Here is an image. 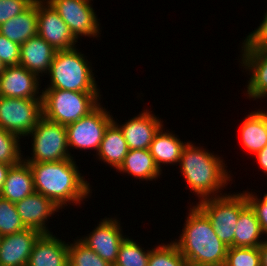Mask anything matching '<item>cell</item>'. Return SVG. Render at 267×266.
<instances>
[{
    "mask_svg": "<svg viewBox=\"0 0 267 266\" xmlns=\"http://www.w3.org/2000/svg\"><path fill=\"white\" fill-rule=\"evenodd\" d=\"M28 164L33 173L35 192L52 200L59 208L71 203L80 206L83 199L91 197L90 183L81 175L73 158Z\"/></svg>",
    "mask_w": 267,
    "mask_h": 266,
    "instance_id": "obj_1",
    "label": "cell"
},
{
    "mask_svg": "<svg viewBox=\"0 0 267 266\" xmlns=\"http://www.w3.org/2000/svg\"><path fill=\"white\" fill-rule=\"evenodd\" d=\"M221 158L190 141L183 148L179 169L187 182L186 187L191 188L199 201L222 196L223 188L232 182V176L228 174L231 171L228 172L225 160Z\"/></svg>",
    "mask_w": 267,
    "mask_h": 266,
    "instance_id": "obj_2",
    "label": "cell"
},
{
    "mask_svg": "<svg viewBox=\"0 0 267 266\" xmlns=\"http://www.w3.org/2000/svg\"><path fill=\"white\" fill-rule=\"evenodd\" d=\"M182 234L175 239L187 262L199 265L224 266L228 246L215 233L208 217L195 205L189 208Z\"/></svg>",
    "mask_w": 267,
    "mask_h": 266,
    "instance_id": "obj_3",
    "label": "cell"
},
{
    "mask_svg": "<svg viewBox=\"0 0 267 266\" xmlns=\"http://www.w3.org/2000/svg\"><path fill=\"white\" fill-rule=\"evenodd\" d=\"M76 47L58 50L47 73L50 83L44 89L75 92H100L91 62ZM91 65V66H90Z\"/></svg>",
    "mask_w": 267,
    "mask_h": 266,
    "instance_id": "obj_4",
    "label": "cell"
},
{
    "mask_svg": "<svg viewBox=\"0 0 267 266\" xmlns=\"http://www.w3.org/2000/svg\"><path fill=\"white\" fill-rule=\"evenodd\" d=\"M100 92H75L59 89L42 90V116L67 126L92 111L101 100Z\"/></svg>",
    "mask_w": 267,
    "mask_h": 266,
    "instance_id": "obj_5",
    "label": "cell"
},
{
    "mask_svg": "<svg viewBox=\"0 0 267 266\" xmlns=\"http://www.w3.org/2000/svg\"><path fill=\"white\" fill-rule=\"evenodd\" d=\"M197 202L196 205L209 219L222 242L233 247L235 228L240 212L248 205L245 193H223Z\"/></svg>",
    "mask_w": 267,
    "mask_h": 266,
    "instance_id": "obj_6",
    "label": "cell"
},
{
    "mask_svg": "<svg viewBox=\"0 0 267 266\" xmlns=\"http://www.w3.org/2000/svg\"><path fill=\"white\" fill-rule=\"evenodd\" d=\"M28 136L33 141H31L32 153H30L32 156L23 158L27 163L74 158L68 148L67 131L64 125L49 121L42 116Z\"/></svg>",
    "mask_w": 267,
    "mask_h": 266,
    "instance_id": "obj_7",
    "label": "cell"
},
{
    "mask_svg": "<svg viewBox=\"0 0 267 266\" xmlns=\"http://www.w3.org/2000/svg\"><path fill=\"white\" fill-rule=\"evenodd\" d=\"M42 117V99L0 96V127L18 137H28Z\"/></svg>",
    "mask_w": 267,
    "mask_h": 266,
    "instance_id": "obj_8",
    "label": "cell"
},
{
    "mask_svg": "<svg viewBox=\"0 0 267 266\" xmlns=\"http://www.w3.org/2000/svg\"><path fill=\"white\" fill-rule=\"evenodd\" d=\"M99 103L87 115L80 118L77 122L68 124L67 144L69 150H94L98 151L103 139L104 132L114 117L110 112ZM108 111V112H107Z\"/></svg>",
    "mask_w": 267,
    "mask_h": 266,
    "instance_id": "obj_9",
    "label": "cell"
},
{
    "mask_svg": "<svg viewBox=\"0 0 267 266\" xmlns=\"http://www.w3.org/2000/svg\"><path fill=\"white\" fill-rule=\"evenodd\" d=\"M68 25L70 32L78 40L80 36L97 38L100 24L91 0H46Z\"/></svg>",
    "mask_w": 267,
    "mask_h": 266,
    "instance_id": "obj_10",
    "label": "cell"
},
{
    "mask_svg": "<svg viewBox=\"0 0 267 266\" xmlns=\"http://www.w3.org/2000/svg\"><path fill=\"white\" fill-rule=\"evenodd\" d=\"M118 218H103L94 230L79 240L97 253L103 260L114 265L120 244L125 239Z\"/></svg>",
    "mask_w": 267,
    "mask_h": 266,
    "instance_id": "obj_11",
    "label": "cell"
},
{
    "mask_svg": "<svg viewBox=\"0 0 267 266\" xmlns=\"http://www.w3.org/2000/svg\"><path fill=\"white\" fill-rule=\"evenodd\" d=\"M37 13L38 35L56 51L77 47L78 40L46 0H37Z\"/></svg>",
    "mask_w": 267,
    "mask_h": 266,
    "instance_id": "obj_12",
    "label": "cell"
},
{
    "mask_svg": "<svg viewBox=\"0 0 267 266\" xmlns=\"http://www.w3.org/2000/svg\"><path fill=\"white\" fill-rule=\"evenodd\" d=\"M39 81L40 78L36 74L23 66H6L0 74V96L42 99Z\"/></svg>",
    "mask_w": 267,
    "mask_h": 266,
    "instance_id": "obj_13",
    "label": "cell"
},
{
    "mask_svg": "<svg viewBox=\"0 0 267 266\" xmlns=\"http://www.w3.org/2000/svg\"><path fill=\"white\" fill-rule=\"evenodd\" d=\"M149 109L129 119L125 124L113 121L121 129L129 150L149 149L156 133L160 130L163 121Z\"/></svg>",
    "mask_w": 267,
    "mask_h": 266,
    "instance_id": "obj_14",
    "label": "cell"
},
{
    "mask_svg": "<svg viewBox=\"0 0 267 266\" xmlns=\"http://www.w3.org/2000/svg\"><path fill=\"white\" fill-rule=\"evenodd\" d=\"M42 233L31 228L0 237V266H27Z\"/></svg>",
    "mask_w": 267,
    "mask_h": 266,
    "instance_id": "obj_15",
    "label": "cell"
},
{
    "mask_svg": "<svg viewBox=\"0 0 267 266\" xmlns=\"http://www.w3.org/2000/svg\"><path fill=\"white\" fill-rule=\"evenodd\" d=\"M15 206L24 226L42 234L51 233L46 223L55 212L61 209L52 200L38 192L16 202Z\"/></svg>",
    "mask_w": 267,
    "mask_h": 266,
    "instance_id": "obj_16",
    "label": "cell"
},
{
    "mask_svg": "<svg viewBox=\"0 0 267 266\" xmlns=\"http://www.w3.org/2000/svg\"><path fill=\"white\" fill-rule=\"evenodd\" d=\"M240 63L249 72L247 84L248 99L267 97V50H241Z\"/></svg>",
    "mask_w": 267,
    "mask_h": 266,
    "instance_id": "obj_17",
    "label": "cell"
},
{
    "mask_svg": "<svg viewBox=\"0 0 267 266\" xmlns=\"http://www.w3.org/2000/svg\"><path fill=\"white\" fill-rule=\"evenodd\" d=\"M27 266H68V243L53 232L41 234L34 243Z\"/></svg>",
    "mask_w": 267,
    "mask_h": 266,
    "instance_id": "obj_18",
    "label": "cell"
},
{
    "mask_svg": "<svg viewBox=\"0 0 267 266\" xmlns=\"http://www.w3.org/2000/svg\"><path fill=\"white\" fill-rule=\"evenodd\" d=\"M55 53L56 50L37 35L20 45L19 65L40 78L48 73Z\"/></svg>",
    "mask_w": 267,
    "mask_h": 266,
    "instance_id": "obj_19",
    "label": "cell"
},
{
    "mask_svg": "<svg viewBox=\"0 0 267 266\" xmlns=\"http://www.w3.org/2000/svg\"><path fill=\"white\" fill-rule=\"evenodd\" d=\"M34 192V178L29 164L22 160L10 166L0 196L16 203Z\"/></svg>",
    "mask_w": 267,
    "mask_h": 266,
    "instance_id": "obj_20",
    "label": "cell"
},
{
    "mask_svg": "<svg viewBox=\"0 0 267 266\" xmlns=\"http://www.w3.org/2000/svg\"><path fill=\"white\" fill-rule=\"evenodd\" d=\"M186 144V142L180 140L178 135L170 132L168 129L165 132L162 126L151 142L149 150L156 166L162 171L161 167L163 164L164 166L166 164H179L183 148Z\"/></svg>",
    "mask_w": 267,
    "mask_h": 266,
    "instance_id": "obj_21",
    "label": "cell"
},
{
    "mask_svg": "<svg viewBox=\"0 0 267 266\" xmlns=\"http://www.w3.org/2000/svg\"><path fill=\"white\" fill-rule=\"evenodd\" d=\"M37 17L36 0L27 10L0 24V34L21 45L38 35Z\"/></svg>",
    "mask_w": 267,
    "mask_h": 266,
    "instance_id": "obj_22",
    "label": "cell"
},
{
    "mask_svg": "<svg viewBox=\"0 0 267 266\" xmlns=\"http://www.w3.org/2000/svg\"><path fill=\"white\" fill-rule=\"evenodd\" d=\"M129 148L119 126L112 121L104 132L96 158L118 169L128 154Z\"/></svg>",
    "mask_w": 267,
    "mask_h": 266,
    "instance_id": "obj_23",
    "label": "cell"
},
{
    "mask_svg": "<svg viewBox=\"0 0 267 266\" xmlns=\"http://www.w3.org/2000/svg\"><path fill=\"white\" fill-rule=\"evenodd\" d=\"M136 179L153 181L160 178L161 172L156 166L149 149L129 150L123 163L116 170Z\"/></svg>",
    "mask_w": 267,
    "mask_h": 266,
    "instance_id": "obj_24",
    "label": "cell"
},
{
    "mask_svg": "<svg viewBox=\"0 0 267 266\" xmlns=\"http://www.w3.org/2000/svg\"><path fill=\"white\" fill-rule=\"evenodd\" d=\"M263 235L254 211L247 205L239 214L233 247H259L266 240Z\"/></svg>",
    "mask_w": 267,
    "mask_h": 266,
    "instance_id": "obj_25",
    "label": "cell"
},
{
    "mask_svg": "<svg viewBox=\"0 0 267 266\" xmlns=\"http://www.w3.org/2000/svg\"><path fill=\"white\" fill-rule=\"evenodd\" d=\"M240 129L242 145L250 153L255 155L267 145V128L255 111L246 115Z\"/></svg>",
    "mask_w": 267,
    "mask_h": 266,
    "instance_id": "obj_26",
    "label": "cell"
},
{
    "mask_svg": "<svg viewBox=\"0 0 267 266\" xmlns=\"http://www.w3.org/2000/svg\"><path fill=\"white\" fill-rule=\"evenodd\" d=\"M139 243L126 236L120 244L118 256L113 266H148L150 250H143Z\"/></svg>",
    "mask_w": 267,
    "mask_h": 266,
    "instance_id": "obj_27",
    "label": "cell"
},
{
    "mask_svg": "<svg viewBox=\"0 0 267 266\" xmlns=\"http://www.w3.org/2000/svg\"><path fill=\"white\" fill-rule=\"evenodd\" d=\"M68 266H112L79 239L68 242Z\"/></svg>",
    "mask_w": 267,
    "mask_h": 266,
    "instance_id": "obj_28",
    "label": "cell"
},
{
    "mask_svg": "<svg viewBox=\"0 0 267 266\" xmlns=\"http://www.w3.org/2000/svg\"><path fill=\"white\" fill-rule=\"evenodd\" d=\"M151 249L148 266H187L188 264L173 241L167 244L161 243Z\"/></svg>",
    "mask_w": 267,
    "mask_h": 266,
    "instance_id": "obj_29",
    "label": "cell"
},
{
    "mask_svg": "<svg viewBox=\"0 0 267 266\" xmlns=\"http://www.w3.org/2000/svg\"><path fill=\"white\" fill-rule=\"evenodd\" d=\"M26 229L15 203L0 196V237Z\"/></svg>",
    "mask_w": 267,
    "mask_h": 266,
    "instance_id": "obj_30",
    "label": "cell"
},
{
    "mask_svg": "<svg viewBox=\"0 0 267 266\" xmlns=\"http://www.w3.org/2000/svg\"><path fill=\"white\" fill-rule=\"evenodd\" d=\"M20 139L0 127V162L13 166L23 160Z\"/></svg>",
    "mask_w": 267,
    "mask_h": 266,
    "instance_id": "obj_31",
    "label": "cell"
},
{
    "mask_svg": "<svg viewBox=\"0 0 267 266\" xmlns=\"http://www.w3.org/2000/svg\"><path fill=\"white\" fill-rule=\"evenodd\" d=\"M224 266H261L259 247H228Z\"/></svg>",
    "mask_w": 267,
    "mask_h": 266,
    "instance_id": "obj_32",
    "label": "cell"
},
{
    "mask_svg": "<svg viewBox=\"0 0 267 266\" xmlns=\"http://www.w3.org/2000/svg\"><path fill=\"white\" fill-rule=\"evenodd\" d=\"M241 50H267V10L260 26L246 36Z\"/></svg>",
    "mask_w": 267,
    "mask_h": 266,
    "instance_id": "obj_33",
    "label": "cell"
},
{
    "mask_svg": "<svg viewBox=\"0 0 267 266\" xmlns=\"http://www.w3.org/2000/svg\"><path fill=\"white\" fill-rule=\"evenodd\" d=\"M246 196V200L248 205L251 207V209L254 211L262 232L267 235V193L263 195V199L261 197L258 198L257 194L255 192H248L243 191Z\"/></svg>",
    "mask_w": 267,
    "mask_h": 266,
    "instance_id": "obj_34",
    "label": "cell"
},
{
    "mask_svg": "<svg viewBox=\"0 0 267 266\" xmlns=\"http://www.w3.org/2000/svg\"><path fill=\"white\" fill-rule=\"evenodd\" d=\"M0 60L4 66H16L20 61V45L0 34Z\"/></svg>",
    "mask_w": 267,
    "mask_h": 266,
    "instance_id": "obj_35",
    "label": "cell"
},
{
    "mask_svg": "<svg viewBox=\"0 0 267 266\" xmlns=\"http://www.w3.org/2000/svg\"><path fill=\"white\" fill-rule=\"evenodd\" d=\"M36 0H0V24L27 10Z\"/></svg>",
    "mask_w": 267,
    "mask_h": 266,
    "instance_id": "obj_36",
    "label": "cell"
},
{
    "mask_svg": "<svg viewBox=\"0 0 267 266\" xmlns=\"http://www.w3.org/2000/svg\"><path fill=\"white\" fill-rule=\"evenodd\" d=\"M259 167L267 174V145L255 154Z\"/></svg>",
    "mask_w": 267,
    "mask_h": 266,
    "instance_id": "obj_37",
    "label": "cell"
},
{
    "mask_svg": "<svg viewBox=\"0 0 267 266\" xmlns=\"http://www.w3.org/2000/svg\"><path fill=\"white\" fill-rule=\"evenodd\" d=\"M11 165L0 162V192L2 190L5 179L7 178L8 171Z\"/></svg>",
    "mask_w": 267,
    "mask_h": 266,
    "instance_id": "obj_38",
    "label": "cell"
},
{
    "mask_svg": "<svg viewBox=\"0 0 267 266\" xmlns=\"http://www.w3.org/2000/svg\"><path fill=\"white\" fill-rule=\"evenodd\" d=\"M260 263L261 266H267V241L265 240L260 246Z\"/></svg>",
    "mask_w": 267,
    "mask_h": 266,
    "instance_id": "obj_39",
    "label": "cell"
},
{
    "mask_svg": "<svg viewBox=\"0 0 267 266\" xmlns=\"http://www.w3.org/2000/svg\"><path fill=\"white\" fill-rule=\"evenodd\" d=\"M255 112L259 115V117L263 120L266 128H267V111H264L263 109L255 110Z\"/></svg>",
    "mask_w": 267,
    "mask_h": 266,
    "instance_id": "obj_40",
    "label": "cell"
},
{
    "mask_svg": "<svg viewBox=\"0 0 267 266\" xmlns=\"http://www.w3.org/2000/svg\"><path fill=\"white\" fill-rule=\"evenodd\" d=\"M4 69H5V66L2 63V61L0 60V74L3 72Z\"/></svg>",
    "mask_w": 267,
    "mask_h": 266,
    "instance_id": "obj_41",
    "label": "cell"
},
{
    "mask_svg": "<svg viewBox=\"0 0 267 266\" xmlns=\"http://www.w3.org/2000/svg\"><path fill=\"white\" fill-rule=\"evenodd\" d=\"M187 266H211V265H199L188 262Z\"/></svg>",
    "mask_w": 267,
    "mask_h": 266,
    "instance_id": "obj_42",
    "label": "cell"
}]
</instances>
